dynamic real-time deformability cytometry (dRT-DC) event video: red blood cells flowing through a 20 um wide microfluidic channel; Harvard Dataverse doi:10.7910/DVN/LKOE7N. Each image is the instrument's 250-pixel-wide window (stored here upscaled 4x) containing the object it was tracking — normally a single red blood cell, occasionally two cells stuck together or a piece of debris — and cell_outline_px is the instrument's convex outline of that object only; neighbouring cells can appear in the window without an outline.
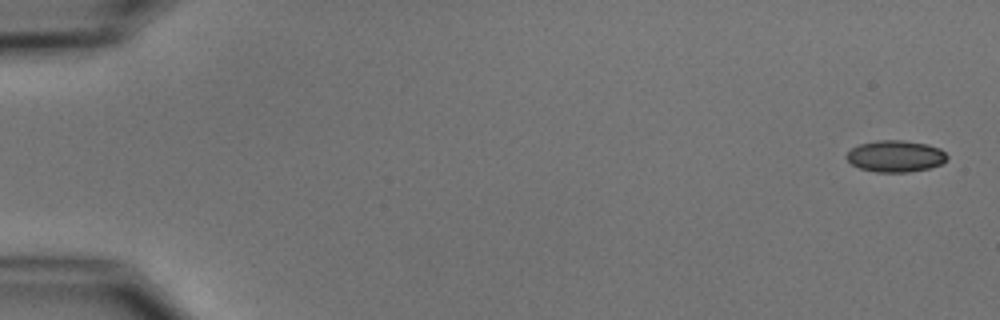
{"species": "common noctule bat (a hibernating species)", "species_latin": "Nyctalus noctula", "temperature_condition": "cold", "stored_images_in_passage": 6, "camera_frame_rate_fps": 3000, "um_per_image_px": 0.085, "animal": {"sex": "male", "body_mass_g": 15.6}, "frame": {"image": 1, "passage_image": 1, "time_ms": 0.0, "image_size_px": [1000, 320], "cell_outline_px": [[948, 160], [940, 164], [928, 168], [908, 172], [876, 172], [860, 168], [852, 164], [844, 156], [852, 148], [860, 144], [876, 140], [900, 140], [928, 144], [940, 148], [948, 156]], "centroid_in_image_um": [76.12, 13.27], "position_along_channel_um": 8.9, "area_um2": 18.5}}
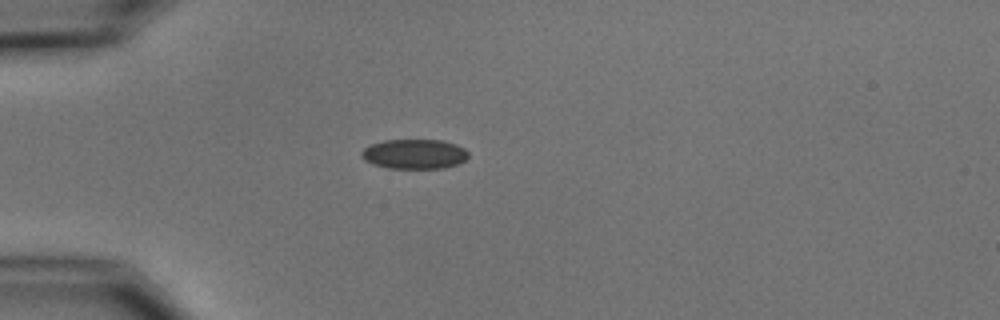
{"frame": {"image": 2, "passage_image": 5, "time_ms": 4.667, "image_size_px": [1000, 320], "cell_outline_px": [[468, 156], [464, 160], [456, 164], [444, 168], [388, 168], [372, 164], [364, 160], [360, 156], [360, 152], [368, 144], [384, 140], [440, 140], [456, 144], [464, 148], [468, 152]], "centroid_in_image_um": [35.17, 13.08], "position_along_channel_um": 49.8, "area_um2": 18.61}}